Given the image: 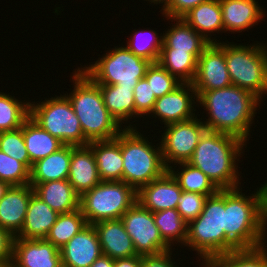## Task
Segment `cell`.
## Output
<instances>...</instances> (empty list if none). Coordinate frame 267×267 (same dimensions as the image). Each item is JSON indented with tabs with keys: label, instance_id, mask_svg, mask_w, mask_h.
<instances>
[{
	"label": "cell",
	"instance_id": "6da1fadb",
	"mask_svg": "<svg viewBox=\"0 0 267 267\" xmlns=\"http://www.w3.org/2000/svg\"><path fill=\"white\" fill-rule=\"evenodd\" d=\"M239 189V187L225 189L226 253L240 249H254L266 243L264 184L251 196H245Z\"/></svg>",
	"mask_w": 267,
	"mask_h": 267
},
{
	"label": "cell",
	"instance_id": "7a4b0ae2",
	"mask_svg": "<svg viewBox=\"0 0 267 267\" xmlns=\"http://www.w3.org/2000/svg\"><path fill=\"white\" fill-rule=\"evenodd\" d=\"M197 102L208 111L207 130L240 138L246 143L261 100L252 92L230 85L212 91H196ZM258 105V106H257Z\"/></svg>",
	"mask_w": 267,
	"mask_h": 267
},
{
	"label": "cell",
	"instance_id": "3957f363",
	"mask_svg": "<svg viewBox=\"0 0 267 267\" xmlns=\"http://www.w3.org/2000/svg\"><path fill=\"white\" fill-rule=\"evenodd\" d=\"M245 142L230 134L206 130L187 163L200 169L219 189H235L240 184L235 160Z\"/></svg>",
	"mask_w": 267,
	"mask_h": 267
},
{
	"label": "cell",
	"instance_id": "277c9868",
	"mask_svg": "<svg viewBox=\"0 0 267 267\" xmlns=\"http://www.w3.org/2000/svg\"><path fill=\"white\" fill-rule=\"evenodd\" d=\"M76 70L71 77L74 89L64 95L80 121L85 139L90 143L116 138L123 129L105 107L99 85L79 67Z\"/></svg>",
	"mask_w": 267,
	"mask_h": 267
},
{
	"label": "cell",
	"instance_id": "5b68a950",
	"mask_svg": "<svg viewBox=\"0 0 267 267\" xmlns=\"http://www.w3.org/2000/svg\"><path fill=\"white\" fill-rule=\"evenodd\" d=\"M135 128V129H134ZM121 154L123 157L122 181L138 191L152 180L160 178L165 167L161 146H155L130 124L121 131Z\"/></svg>",
	"mask_w": 267,
	"mask_h": 267
},
{
	"label": "cell",
	"instance_id": "8992f818",
	"mask_svg": "<svg viewBox=\"0 0 267 267\" xmlns=\"http://www.w3.org/2000/svg\"><path fill=\"white\" fill-rule=\"evenodd\" d=\"M225 189L209 196L202 213L188 223L185 246L197 251L200 258L215 260L226 254Z\"/></svg>",
	"mask_w": 267,
	"mask_h": 267
},
{
	"label": "cell",
	"instance_id": "52a82bcc",
	"mask_svg": "<svg viewBox=\"0 0 267 267\" xmlns=\"http://www.w3.org/2000/svg\"><path fill=\"white\" fill-rule=\"evenodd\" d=\"M227 43L224 42V52L232 85L262 99L267 94V46Z\"/></svg>",
	"mask_w": 267,
	"mask_h": 267
},
{
	"label": "cell",
	"instance_id": "ba28073f",
	"mask_svg": "<svg viewBox=\"0 0 267 267\" xmlns=\"http://www.w3.org/2000/svg\"><path fill=\"white\" fill-rule=\"evenodd\" d=\"M137 202V191L123 181H101L80 196L79 208L87 224L113 219Z\"/></svg>",
	"mask_w": 267,
	"mask_h": 267
},
{
	"label": "cell",
	"instance_id": "9c48e42d",
	"mask_svg": "<svg viewBox=\"0 0 267 267\" xmlns=\"http://www.w3.org/2000/svg\"><path fill=\"white\" fill-rule=\"evenodd\" d=\"M30 117L64 145L87 146L81 124L65 95L30 102Z\"/></svg>",
	"mask_w": 267,
	"mask_h": 267
},
{
	"label": "cell",
	"instance_id": "30bf717a",
	"mask_svg": "<svg viewBox=\"0 0 267 267\" xmlns=\"http://www.w3.org/2000/svg\"><path fill=\"white\" fill-rule=\"evenodd\" d=\"M151 61L135 55L127 47H115L94 64L81 68L95 83L135 87L145 77Z\"/></svg>",
	"mask_w": 267,
	"mask_h": 267
},
{
	"label": "cell",
	"instance_id": "8fae6325",
	"mask_svg": "<svg viewBox=\"0 0 267 267\" xmlns=\"http://www.w3.org/2000/svg\"><path fill=\"white\" fill-rule=\"evenodd\" d=\"M160 142L162 159L167 169L170 164L188 162L203 133L207 130L203 121L196 117L167 124ZM170 163V164H168Z\"/></svg>",
	"mask_w": 267,
	"mask_h": 267
},
{
	"label": "cell",
	"instance_id": "7c38bea8",
	"mask_svg": "<svg viewBox=\"0 0 267 267\" xmlns=\"http://www.w3.org/2000/svg\"><path fill=\"white\" fill-rule=\"evenodd\" d=\"M138 255H156L172 250L161 237L153 213L135 202L121 217Z\"/></svg>",
	"mask_w": 267,
	"mask_h": 267
},
{
	"label": "cell",
	"instance_id": "4fadbf2b",
	"mask_svg": "<svg viewBox=\"0 0 267 267\" xmlns=\"http://www.w3.org/2000/svg\"><path fill=\"white\" fill-rule=\"evenodd\" d=\"M195 91H212L232 85L225 60L224 42L210 43L197 59L192 82Z\"/></svg>",
	"mask_w": 267,
	"mask_h": 267
},
{
	"label": "cell",
	"instance_id": "5bb4252c",
	"mask_svg": "<svg viewBox=\"0 0 267 267\" xmlns=\"http://www.w3.org/2000/svg\"><path fill=\"white\" fill-rule=\"evenodd\" d=\"M11 267H62L60 249L46 239H13Z\"/></svg>",
	"mask_w": 267,
	"mask_h": 267
},
{
	"label": "cell",
	"instance_id": "9a60e30c",
	"mask_svg": "<svg viewBox=\"0 0 267 267\" xmlns=\"http://www.w3.org/2000/svg\"><path fill=\"white\" fill-rule=\"evenodd\" d=\"M192 98L197 101L192 83H182L173 92L156 99L150 112L151 116L153 113V116L159 117L164 125L190 120L195 117L193 112L196 111L195 101Z\"/></svg>",
	"mask_w": 267,
	"mask_h": 267
},
{
	"label": "cell",
	"instance_id": "2e32d148",
	"mask_svg": "<svg viewBox=\"0 0 267 267\" xmlns=\"http://www.w3.org/2000/svg\"><path fill=\"white\" fill-rule=\"evenodd\" d=\"M182 191L177 180L167 170L160 178L152 180L137 191V202L152 213L177 209Z\"/></svg>",
	"mask_w": 267,
	"mask_h": 267
},
{
	"label": "cell",
	"instance_id": "e0dca14e",
	"mask_svg": "<svg viewBox=\"0 0 267 267\" xmlns=\"http://www.w3.org/2000/svg\"><path fill=\"white\" fill-rule=\"evenodd\" d=\"M33 187L28 185L8 186L0 198V227L16 237L24 224Z\"/></svg>",
	"mask_w": 267,
	"mask_h": 267
},
{
	"label": "cell",
	"instance_id": "ac0fdd59",
	"mask_svg": "<svg viewBox=\"0 0 267 267\" xmlns=\"http://www.w3.org/2000/svg\"><path fill=\"white\" fill-rule=\"evenodd\" d=\"M60 254L64 267H90L103 255L95 227L88 224L60 249Z\"/></svg>",
	"mask_w": 267,
	"mask_h": 267
},
{
	"label": "cell",
	"instance_id": "d6986e66",
	"mask_svg": "<svg viewBox=\"0 0 267 267\" xmlns=\"http://www.w3.org/2000/svg\"><path fill=\"white\" fill-rule=\"evenodd\" d=\"M93 226L97 231L103 255L112 259L138 255L121 219L100 221Z\"/></svg>",
	"mask_w": 267,
	"mask_h": 267
},
{
	"label": "cell",
	"instance_id": "ffe728a7",
	"mask_svg": "<svg viewBox=\"0 0 267 267\" xmlns=\"http://www.w3.org/2000/svg\"><path fill=\"white\" fill-rule=\"evenodd\" d=\"M68 181L79 196L101 182L93 150L88 145L72 150Z\"/></svg>",
	"mask_w": 267,
	"mask_h": 267
},
{
	"label": "cell",
	"instance_id": "44dd1931",
	"mask_svg": "<svg viewBox=\"0 0 267 267\" xmlns=\"http://www.w3.org/2000/svg\"><path fill=\"white\" fill-rule=\"evenodd\" d=\"M219 2L225 32H242L263 20V9L255 0H219Z\"/></svg>",
	"mask_w": 267,
	"mask_h": 267
},
{
	"label": "cell",
	"instance_id": "7402d4cb",
	"mask_svg": "<svg viewBox=\"0 0 267 267\" xmlns=\"http://www.w3.org/2000/svg\"><path fill=\"white\" fill-rule=\"evenodd\" d=\"M88 146L93 150L101 181H122L121 132L114 139L93 141Z\"/></svg>",
	"mask_w": 267,
	"mask_h": 267
},
{
	"label": "cell",
	"instance_id": "603a6c76",
	"mask_svg": "<svg viewBox=\"0 0 267 267\" xmlns=\"http://www.w3.org/2000/svg\"><path fill=\"white\" fill-rule=\"evenodd\" d=\"M76 146L64 145L57 152L33 163L30 170V185L68 179L72 150Z\"/></svg>",
	"mask_w": 267,
	"mask_h": 267
},
{
	"label": "cell",
	"instance_id": "cb8c5ba5",
	"mask_svg": "<svg viewBox=\"0 0 267 267\" xmlns=\"http://www.w3.org/2000/svg\"><path fill=\"white\" fill-rule=\"evenodd\" d=\"M59 213L52 210L35 193L32 194L24 224L16 238L45 239Z\"/></svg>",
	"mask_w": 267,
	"mask_h": 267
},
{
	"label": "cell",
	"instance_id": "d4e9b609",
	"mask_svg": "<svg viewBox=\"0 0 267 267\" xmlns=\"http://www.w3.org/2000/svg\"><path fill=\"white\" fill-rule=\"evenodd\" d=\"M33 189L41 200L59 214L79 209L80 196L68 179L38 183Z\"/></svg>",
	"mask_w": 267,
	"mask_h": 267
},
{
	"label": "cell",
	"instance_id": "484cf974",
	"mask_svg": "<svg viewBox=\"0 0 267 267\" xmlns=\"http://www.w3.org/2000/svg\"><path fill=\"white\" fill-rule=\"evenodd\" d=\"M182 19L210 43H217L215 38L211 39V33L216 31L219 33V31L224 30L222 8L219 0H209L199 4L184 15Z\"/></svg>",
	"mask_w": 267,
	"mask_h": 267
},
{
	"label": "cell",
	"instance_id": "4316f807",
	"mask_svg": "<svg viewBox=\"0 0 267 267\" xmlns=\"http://www.w3.org/2000/svg\"><path fill=\"white\" fill-rule=\"evenodd\" d=\"M23 137L32 164L64 146L58 138L45 131L30 116L23 123Z\"/></svg>",
	"mask_w": 267,
	"mask_h": 267
},
{
	"label": "cell",
	"instance_id": "83f0119b",
	"mask_svg": "<svg viewBox=\"0 0 267 267\" xmlns=\"http://www.w3.org/2000/svg\"><path fill=\"white\" fill-rule=\"evenodd\" d=\"M173 20L177 23L165 34L163 33L162 48H173L181 52H203L210 44L182 18H173Z\"/></svg>",
	"mask_w": 267,
	"mask_h": 267
},
{
	"label": "cell",
	"instance_id": "f1b7e54d",
	"mask_svg": "<svg viewBox=\"0 0 267 267\" xmlns=\"http://www.w3.org/2000/svg\"><path fill=\"white\" fill-rule=\"evenodd\" d=\"M103 97L105 107L109 113L121 125L123 121H128L136 117L134 103V87H122V85L98 84Z\"/></svg>",
	"mask_w": 267,
	"mask_h": 267
},
{
	"label": "cell",
	"instance_id": "f546056e",
	"mask_svg": "<svg viewBox=\"0 0 267 267\" xmlns=\"http://www.w3.org/2000/svg\"><path fill=\"white\" fill-rule=\"evenodd\" d=\"M203 52H181L161 48L158 63L182 83H192L197 70V59Z\"/></svg>",
	"mask_w": 267,
	"mask_h": 267
},
{
	"label": "cell",
	"instance_id": "4dcf8cb0",
	"mask_svg": "<svg viewBox=\"0 0 267 267\" xmlns=\"http://www.w3.org/2000/svg\"><path fill=\"white\" fill-rule=\"evenodd\" d=\"M87 225L80 208L69 213H62L59 214L45 239L58 249H61Z\"/></svg>",
	"mask_w": 267,
	"mask_h": 267
},
{
	"label": "cell",
	"instance_id": "1f68e13d",
	"mask_svg": "<svg viewBox=\"0 0 267 267\" xmlns=\"http://www.w3.org/2000/svg\"><path fill=\"white\" fill-rule=\"evenodd\" d=\"M178 164L181 167V171H175L172 166H170L168 171L177 180L183 191L204 194L208 197L219 191L208 176H206L200 169L193 167L187 162Z\"/></svg>",
	"mask_w": 267,
	"mask_h": 267
},
{
	"label": "cell",
	"instance_id": "d6a6232c",
	"mask_svg": "<svg viewBox=\"0 0 267 267\" xmlns=\"http://www.w3.org/2000/svg\"><path fill=\"white\" fill-rule=\"evenodd\" d=\"M153 217L162 239L170 247L174 241L185 245L188 224L182 219L177 209L153 212Z\"/></svg>",
	"mask_w": 267,
	"mask_h": 267
},
{
	"label": "cell",
	"instance_id": "836d02e7",
	"mask_svg": "<svg viewBox=\"0 0 267 267\" xmlns=\"http://www.w3.org/2000/svg\"><path fill=\"white\" fill-rule=\"evenodd\" d=\"M30 116V102H22L14 96L0 92V132L22 127Z\"/></svg>",
	"mask_w": 267,
	"mask_h": 267
},
{
	"label": "cell",
	"instance_id": "e575fe53",
	"mask_svg": "<svg viewBox=\"0 0 267 267\" xmlns=\"http://www.w3.org/2000/svg\"><path fill=\"white\" fill-rule=\"evenodd\" d=\"M265 247L267 246L235 250L215 260L222 267H267V248Z\"/></svg>",
	"mask_w": 267,
	"mask_h": 267
},
{
	"label": "cell",
	"instance_id": "d590c367",
	"mask_svg": "<svg viewBox=\"0 0 267 267\" xmlns=\"http://www.w3.org/2000/svg\"><path fill=\"white\" fill-rule=\"evenodd\" d=\"M0 180L7 186L30 184V169L23 163L0 151Z\"/></svg>",
	"mask_w": 267,
	"mask_h": 267
},
{
	"label": "cell",
	"instance_id": "8d00e7d4",
	"mask_svg": "<svg viewBox=\"0 0 267 267\" xmlns=\"http://www.w3.org/2000/svg\"><path fill=\"white\" fill-rule=\"evenodd\" d=\"M156 98L173 92L179 87L180 82L175 76L171 75L158 62L151 63L147 68L145 77Z\"/></svg>",
	"mask_w": 267,
	"mask_h": 267
},
{
	"label": "cell",
	"instance_id": "74e56055",
	"mask_svg": "<svg viewBox=\"0 0 267 267\" xmlns=\"http://www.w3.org/2000/svg\"><path fill=\"white\" fill-rule=\"evenodd\" d=\"M0 151L23 162L31 170L33 164L30 162L26 149L23 125L15 130L0 132Z\"/></svg>",
	"mask_w": 267,
	"mask_h": 267
},
{
	"label": "cell",
	"instance_id": "f35d334b",
	"mask_svg": "<svg viewBox=\"0 0 267 267\" xmlns=\"http://www.w3.org/2000/svg\"><path fill=\"white\" fill-rule=\"evenodd\" d=\"M143 33L145 34L146 32L141 30L140 33L136 31L134 34H132L133 36L129 41H127L126 47L131 52H133L135 55L141 56L142 58H145V59L151 61L152 63H156V62H158V59L160 56L163 36H158V33H156V31L149 30V32H147V34L150 35V38L149 37H148L149 39L147 38L148 40L146 41V43L145 42L141 43L143 38H142V40H140L141 39L140 35H142Z\"/></svg>",
	"mask_w": 267,
	"mask_h": 267
},
{
	"label": "cell",
	"instance_id": "ab89813d",
	"mask_svg": "<svg viewBox=\"0 0 267 267\" xmlns=\"http://www.w3.org/2000/svg\"><path fill=\"white\" fill-rule=\"evenodd\" d=\"M207 198L208 196L204 194L182 191L177 211L187 224L202 213Z\"/></svg>",
	"mask_w": 267,
	"mask_h": 267
},
{
	"label": "cell",
	"instance_id": "60d3db41",
	"mask_svg": "<svg viewBox=\"0 0 267 267\" xmlns=\"http://www.w3.org/2000/svg\"><path fill=\"white\" fill-rule=\"evenodd\" d=\"M134 103L136 108V117L147 116L152 111L156 97L145 78L138 81L133 89ZM138 115V116H137Z\"/></svg>",
	"mask_w": 267,
	"mask_h": 267
},
{
	"label": "cell",
	"instance_id": "b9f144b4",
	"mask_svg": "<svg viewBox=\"0 0 267 267\" xmlns=\"http://www.w3.org/2000/svg\"><path fill=\"white\" fill-rule=\"evenodd\" d=\"M209 0H170L168 5L162 9V14L169 20L182 18L191 9Z\"/></svg>",
	"mask_w": 267,
	"mask_h": 267
},
{
	"label": "cell",
	"instance_id": "7bdbcfd3",
	"mask_svg": "<svg viewBox=\"0 0 267 267\" xmlns=\"http://www.w3.org/2000/svg\"><path fill=\"white\" fill-rule=\"evenodd\" d=\"M14 237L0 227V265H11Z\"/></svg>",
	"mask_w": 267,
	"mask_h": 267
},
{
	"label": "cell",
	"instance_id": "ee69618b",
	"mask_svg": "<svg viewBox=\"0 0 267 267\" xmlns=\"http://www.w3.org/2000/svg\"><path fill=\"white\" fill-rule=\"evenodd\" d=\"M171 250L156 255H142L140 267H177L171 260Z\"/></svg>",
	"mask_w": 267,
	"mask_h": 267
},
{
	"label": "cell",
	"instance_id": "f6af8a7d",
	"mask_svg": "<svg viewBox=\"0 0 267 267\" xmlns=\"http://www.w3.org/2000/svg\"><path fill=\"white\" fill-rule=\"evenodd\" d=\"M142 256L134 255L127 258L114 259V267H140Z\"/></svg>",
	"mask_w": 267,
	"mask_h": 267
},
{
	"label": "cell",
	"instance_id": "bcb514c9",
	"mask_svg": "<svg viewBox=\"0 0 267 267\" xmlns=\"http://www.w3.org/2000/svg\"><path fill=\"white\" fill-rule=\"evenodd\" d=\"M90 267H114V259L106 255H101Z\"/></svg>",
	"mask_w": 267,
	"mask_h": 267
},
{
	"label": "cell",
	"instance_id": "7dc6e473",
	"mask_svg": "<svg viewBox=\"0 0 267 267\" xmlns=\"http://www.w3.org/2000/svg\"><path fill=\"white\" fill-rule=\"evenodd\" d=\"M203 262L205 263H203V267H222L216 260H205Z\"/></svg>",
	"mask_w": 267,
	"mask_h": 267
},
{
	"label": "cell",
	"instance_id": "c3c4849f",
	"mask_svg": "<svg viewBox=\"0 0 267 267\" xmlns=\"http://www.w3.org/2000/svg\"><path fill=\"white\" fill-rule=\"evenodd\" d=\"M147 1V0H146ZM148 1H150L151 3H154V4H162V3H164L163 4V8L162 9H164L167 5H168V3H169V1L170 0H148Z\"/></svg>",
	"mask_w": 267,
	"mask_h": 267
},
{
	"label": "cell",
	"instance_id": "681fc988",
	"mask_svg": "<svg viewBox=\"0 0 267 267\" xmlns=\"http://www.w3.org/2000/svg\"><path fill=\"white\" fill-rule=\"evenodd\" d=\"M7 187H8V186H7L4 182H2V181L0 180V198L2 197L3 192L5 191V189H6Z\"/></svg>",
	"mask_w": 267,
	"mask_h": 267
},
{
	"label": "cell",
	"instance_id": "f907efd6",
	"mask_svg": "<svg viewBox=\"0 0 267 267\" xmlns=\"http://www.w3.org/2000/svg\"><path fill=\"white\" fill-rule=\"evenodd\" d=\"M264 187L266 192V223H267V183H265Z\"/></svg>",
	"mask_w": 267,
	"mask_h": 267
},
{
	"label": "cell",
	"instance_id": "816d5d0a",
	"mask_svg": "<svg viewBox=\"0 0 267 267\" xmlns=\"http://www.w3.org/2000/svg\"><path fill=\"white\" fill-rule=\"evenodd\" d=\"M0 267H11V265H0Z\"/></svg>",
	"mask_w": 267,
	"mask_h": 267
}]
</instances>
